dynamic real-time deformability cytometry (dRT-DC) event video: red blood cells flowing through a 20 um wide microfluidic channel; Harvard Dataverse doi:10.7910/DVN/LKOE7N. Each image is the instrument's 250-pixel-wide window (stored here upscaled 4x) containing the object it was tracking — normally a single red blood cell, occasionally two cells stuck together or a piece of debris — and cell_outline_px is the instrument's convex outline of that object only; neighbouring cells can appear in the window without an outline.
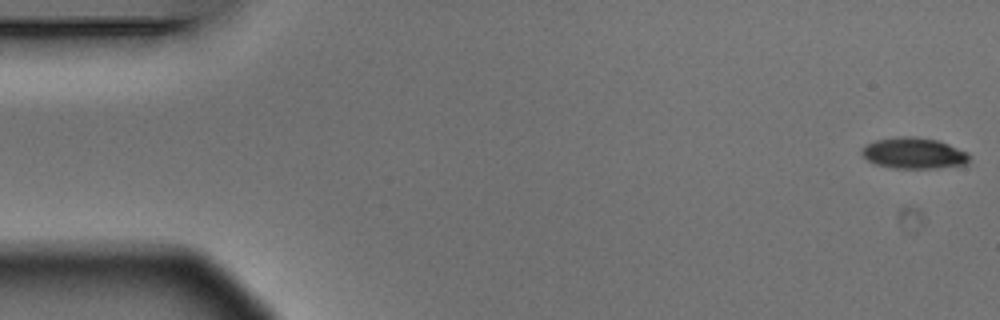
{"species": "Egyptian fruit bat (a non-hibernating species)", "species_latin": "Rousettus aegyptiacus", "temperature_condition": "warm", "stored_images_in_passage": 6, "camera_frame_rate_fps": 3000, "um_per_image_px": 0.085, "animal": {"sex": "male"}, "frame": {"image": 1, "passage_image": 1, "time_ms": 0.0, "image_size_px": [1000, 320], "cell_outline_px": [[968, 164], [936, 168], [896, 168], [876, 164], [868, 160], [860, 152], [868, 144], [876, 140], [900, 136], [916, 136], [940, 140], [968, 152]], "centroid_in_image_um": [77.72, 13.01], "position_along_channel_um": 7.3, "area_um2": 19.42}}
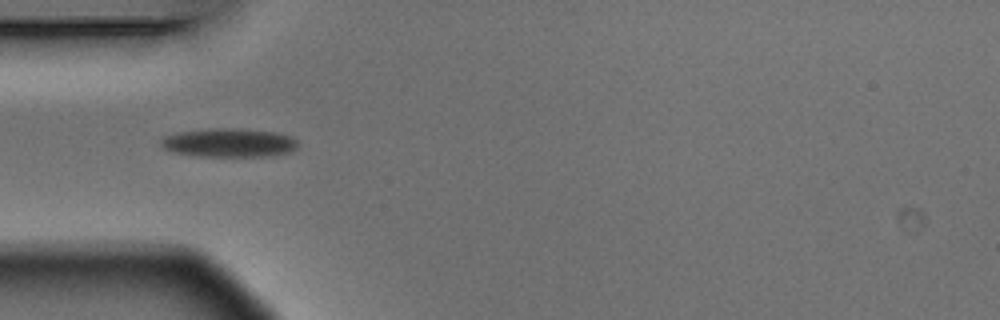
{"frame": {"image": 2, "passage_image": 5, "time_ms": 1.333, "image_size_px": [1000, 320], "cell_outline_px": [[296, 148], [288, 152], [264, 156], [196, 156], [176, 152], [164, 148], [160, 144], [160, 140], [164, 136], [176, 132], [208, 128], [240, 128], [276, 132], [292, 136], [296, 140]], "centroid_in_image_um": [19.43, 12.11], "position_along_channel_um": 65.6, "area_um2": 22.95}}
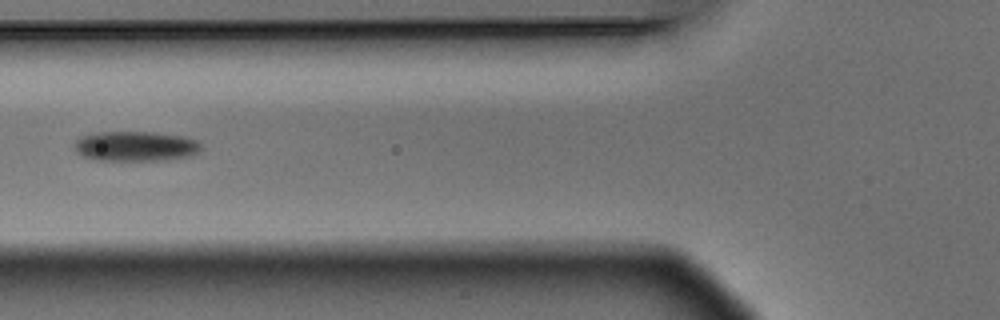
{"frame": {"image": 3, "passage_image": 6, "time_ms": 1.667, "image_size_px": [1000, 320], "cell_outline_px": [[200, 152], [192, 156], [160, 160], [96, 160], [84, 156], [76, 152], [76, 140], [80, 136], [96, 132], [156, 132], [184, 136], [200, 140]], "centroid_in_image_um": [11.57, 12.42], "position_along_channel_um": 114.2, "area_um2": 22.25}}